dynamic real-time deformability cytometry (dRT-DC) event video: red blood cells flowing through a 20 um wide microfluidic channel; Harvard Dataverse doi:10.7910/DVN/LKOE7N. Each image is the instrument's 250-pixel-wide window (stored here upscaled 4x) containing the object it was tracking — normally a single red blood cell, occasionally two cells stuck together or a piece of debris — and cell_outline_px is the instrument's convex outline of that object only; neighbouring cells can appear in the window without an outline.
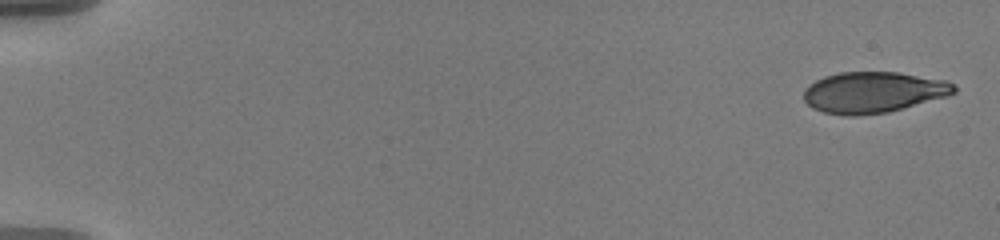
{"species": "human", "species_latin": "Homo sapiens", "temperature_condition": "warm", "stored_images_in_passage": 6, "camera_frame_rate_fps": 3000, "um_per_image_px": 0.085, "donor": {"sex": "male"}, "frame": {"image": 1, "passage_image": 1, "time_ms": 0.0, "image_size_px": [1000, 240], "cell_outline_px": [[956, 92], [948, 96], [888, 112], [856, 116], [848, 116], [824, 112], [812, 108], [804, 100], [804, 92], [816, 80], [824, 76], [840, 72], [900, 72], [948, 80], [956, 84]], "centroid_in_image_um": [74.28, 7.84], "position_along_channel_um": 10.7, "area_um2": 36.07}}